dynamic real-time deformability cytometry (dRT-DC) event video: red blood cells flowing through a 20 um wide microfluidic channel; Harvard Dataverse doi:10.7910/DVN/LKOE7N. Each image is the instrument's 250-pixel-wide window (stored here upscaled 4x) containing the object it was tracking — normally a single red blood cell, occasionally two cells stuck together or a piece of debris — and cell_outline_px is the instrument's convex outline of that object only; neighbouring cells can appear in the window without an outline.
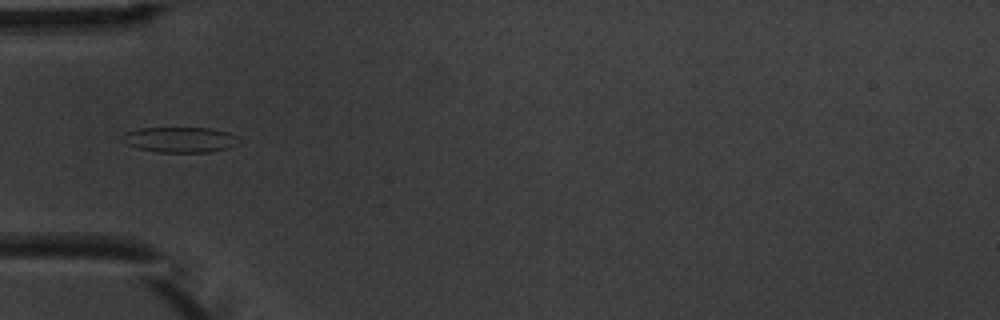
{"species": "common noctule bat (a hibernating species)", "species_latin": "Nyctalus noctula", "temperature_condition": "warm", "stored_images_in_passage": 4, "camera_frame_rate_fps": 3000, "um_per_image_px": 0.085, "animal": {"sex": "male", "body_mass_g": 20.1, "forearm_length_mm": 53.5}, "frame": {"image": 1, "passage_image": 4, "time_ms": 4.333, "image_size_px": [1000, 320], "cell_outline_px": [[236, 144], [228, 148], [208, 152], [160, 152], [136, 148], [120, 140], [120, 136], [124, 132], [140, 128], [212, 128], [228, 132], [236, 136]], "centroid_in_image_um": [15.23, 11.86], "position_along_channel_um": 69.8, "area_um2": 17.22}}